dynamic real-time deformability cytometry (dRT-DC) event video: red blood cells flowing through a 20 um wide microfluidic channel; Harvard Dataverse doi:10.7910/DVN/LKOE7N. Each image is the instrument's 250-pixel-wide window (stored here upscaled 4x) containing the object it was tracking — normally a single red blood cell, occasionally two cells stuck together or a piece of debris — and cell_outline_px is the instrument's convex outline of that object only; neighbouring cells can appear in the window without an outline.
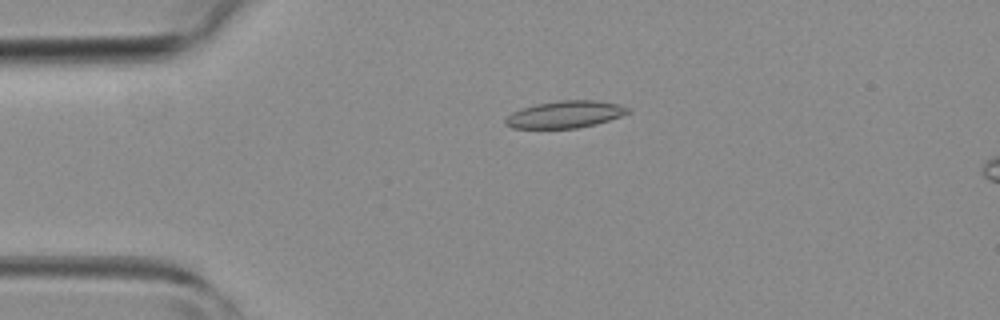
{"species": "common noctule bat (a hibernating species)", "species_latin": "Nyctalus noctula", "temperature_condition": "room temperature", "stored_images_in_passage": 4, "camera_frame_rate_fps": 3000, "um_per_image_px": 0.085, "animal": {"sex": "female", "body_mass_g": 19.3, "forearm_length_mm": 54.1}, "frame": {"image": 1, "passage_image": 3, "time_ms": 2.333, "image_size_px": [1000, 320], "cell_outline_px": [[632, 112], [596, 124], [576, 128], [512, 128], [504, 124], [504, 120], [512, 112], [520, 108], [536, 104], [560, 100], [596, 100], [616, 104], [632, 108]], "centroid_in_image_um": [48.03, 9.72], "position_along_channel_um": 37.0, "area_um2": 19.36}}